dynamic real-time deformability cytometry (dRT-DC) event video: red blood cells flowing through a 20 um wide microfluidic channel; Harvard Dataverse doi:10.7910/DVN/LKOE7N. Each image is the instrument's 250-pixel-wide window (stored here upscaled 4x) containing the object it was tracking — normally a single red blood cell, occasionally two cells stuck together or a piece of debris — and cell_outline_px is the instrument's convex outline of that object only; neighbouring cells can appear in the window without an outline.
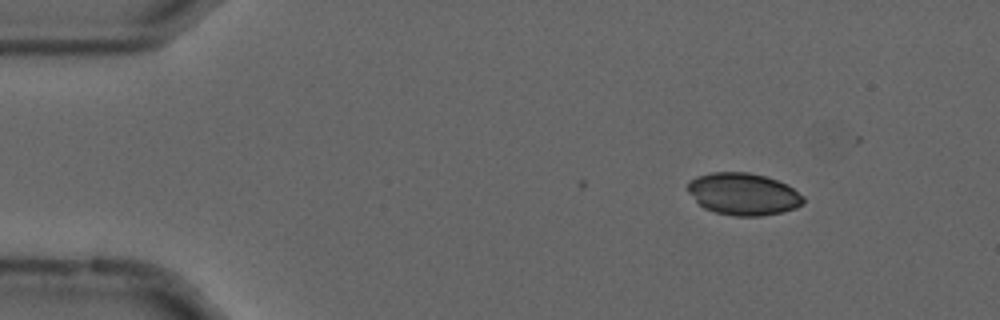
{"species": "common noctule bat (a hibernating species)", "species_latin": "Nyctalus noctula", "temperature_condition": "cold", "stored_images_in_passage": 4, "camera_frame_rate_fps": 3000, "um_per_image_px": 0.085, "animal": {"sex": "male", "forearm_length_mm": 52.5}, "frame": {"image": 1, "passage_image": 1, "time_ms": 0.0, "image_size_px": [1000, 320], "cell_outline_px": [[804, 204], [796, 208], [780, 212], [760, 216], [732, 216], [716, 212], [704, 208], [688, 192], [688, 180], [696, 176], [712, 172], [748, 172], [764, 176], [788, 184], [804, 196]], "centroid_in_image_um": [63.19, 16.49], "position_along_channel_um": 21.8, "area_um2": 28.44}}